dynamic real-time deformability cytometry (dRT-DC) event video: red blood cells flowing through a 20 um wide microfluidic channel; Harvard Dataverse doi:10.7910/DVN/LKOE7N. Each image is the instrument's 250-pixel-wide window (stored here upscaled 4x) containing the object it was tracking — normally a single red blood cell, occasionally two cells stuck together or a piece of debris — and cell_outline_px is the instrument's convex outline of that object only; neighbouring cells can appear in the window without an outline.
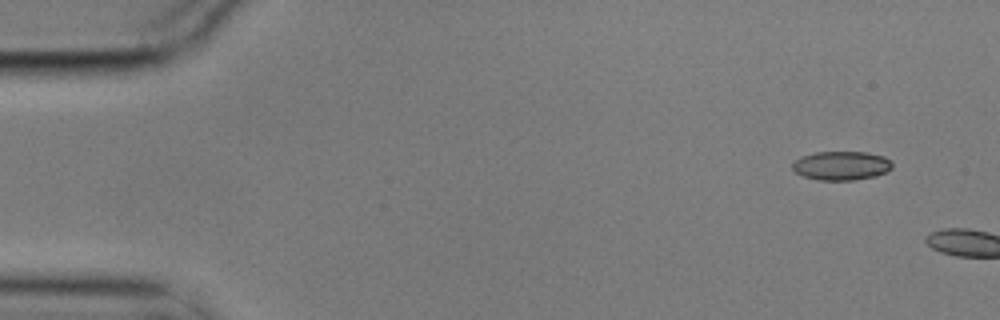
{"species": "common noctule bat (a hibernating species)", "species_latin": "Nyctalus noctula", "temperature_condition": "cold", "stored_images_in_passage": 2, "camera_frame_rate_fps": 3000, "um_per_image_px": 0.085, "animal": {"sex": "male", "body_mass_g": 17.9}, "frame": {"image": 1, "passage_image": 1, "time_ms": 0.0, "image_size_px": [1000, 320], "cell_outline_px": [[892, 168], [876, 176], [852, 180], [816, 180], [804, 176], [796, 172], [792, 168], [792, 164], [800, 156], [816, 152], [868, 152], [884, 156], [892, 164]], "centroid_in_image_um": [71.5, 14.07], "position_along_channel_um": 13.5, "area_um2": 16.76}}